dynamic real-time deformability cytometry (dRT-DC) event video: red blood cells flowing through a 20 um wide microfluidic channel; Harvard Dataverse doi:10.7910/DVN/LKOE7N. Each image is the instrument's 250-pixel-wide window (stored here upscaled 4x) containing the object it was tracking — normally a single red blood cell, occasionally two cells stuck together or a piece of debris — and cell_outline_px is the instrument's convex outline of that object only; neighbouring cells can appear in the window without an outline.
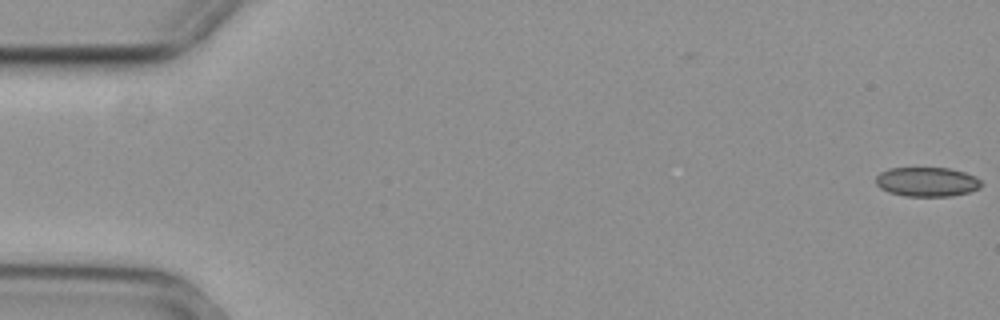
{"species": "common noctule bat (a hibernating species)", "species_latin": "Nyctalus noctula", "temperature_condition": "cold", "stored_images_in_passage": 56, "camera_frame_rate_fps": 3000, "um_per_image_px": 0.085, "animal": {"sex": "female", "body_mass_g": 29.2, "forearm_length_mm": 56.3}, "frame": {"image": 1, "passage_image": 1, "time_ms": 0.0, "image_size_px": [1000, 320], "cell_outline_px": [[980, 188], [968, 192], [948, 196], [904, 196], [888, 192], [880, 188], [876, 184], [876, 176], [880, 172], [888, 168], [948, 168], [964, 172], [976, 176], [980, 180]], "centroid_in_image_um": [78.76, 15.45], "position_along_channel_um": 6.2, "area_um2": 18.03}}
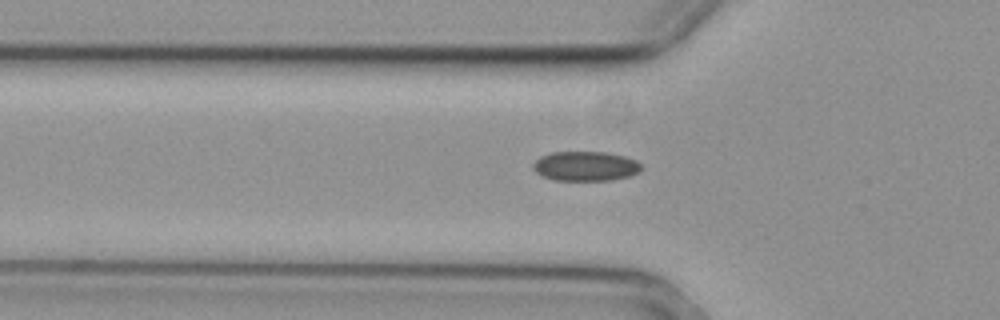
{"frame": {"image": 2, "passage_image": 19, "time_ms": 6.0, "image_size_px": [1000, 320], "cell_outline_px": [[640, 168], [636, 172], [628, 176], [612, 180], [552, 180], [540, 176], [532, 168], [532, 164], [540, 156], [552, 152], [604, 152], [624, 156], [636, 160], [640, 164]], "centroid_in_image_um": [49.69, 14.12], "position_along_channel_um": 76.1, "area_um2": 18.61}}
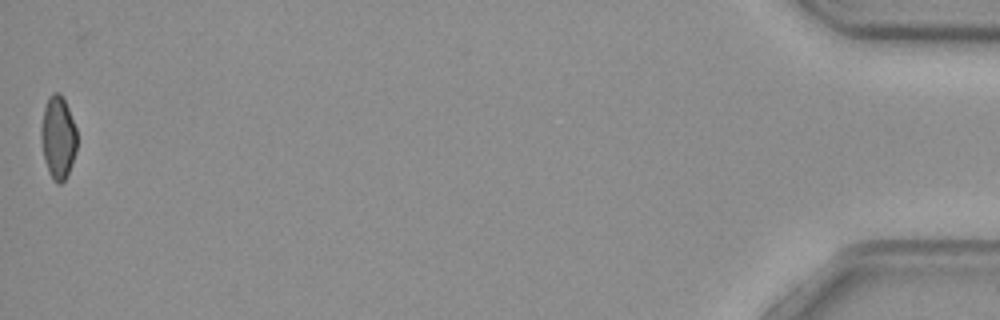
{"frame": {"image": 3, "passage_image": 56, "time_ms": 18.333, "image_size_px": [1000, 320], "cell_outline_px": [[76, 152], [72, 164], [64, 180], [60, 184], [56, 184], [52, 180], [48, 172], [44, 160], [40, 140], [40, 128], [44, 108], [48, 96], [52, 92], [60, 92], [68, 108], [76, 128]], "centroid_in_image_um": [4.91, 11.69], "position_along_channel_um": 430.3, "area_um2": 17.57}, "authors_computed_cell_mechanics": {"area_um2": 18.496, "velocity_mm_per_s": 3.7098, "shape_relaxation_time_tau1_ms": null, "shape_relaxation_time_tau2_ms": 3.898, "deformation_change_tau1": null, "deformation_change_tau2": 0.0798}}